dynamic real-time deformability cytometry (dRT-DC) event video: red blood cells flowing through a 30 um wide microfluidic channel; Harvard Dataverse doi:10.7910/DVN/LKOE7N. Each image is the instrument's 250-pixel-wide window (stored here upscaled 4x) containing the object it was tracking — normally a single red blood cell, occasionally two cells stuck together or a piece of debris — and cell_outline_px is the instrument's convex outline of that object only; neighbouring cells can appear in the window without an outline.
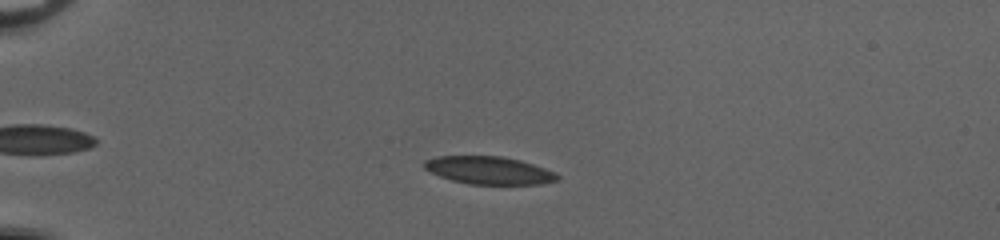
{"species": "common noctule bat (a hibernating species)", "species_latin": "Nyctalus noctula", "temperature_condition": "cold", "stored_images_in_passage": 48, "camera_frame_rate_fps": 3000, "um_per_image_px": 0.085, "animal": {"sex": "female", "body_mass_g": 20.0, "forearm_length_mm": 54.0}, "frame": {"image": 1, "passage_image": 15, "time_ms": 4.667, "image_size_px": [1000, 240], "cell_outline_px": [[560, 180], [540, 184], [468, 184], [452, 180], [440, 176], [424, 168], [424, 160], [436, 156], [500, 156], [520, 160], [556, 172], [560, 176]], "centroid_in_image_um": [41.59, 14.48], "position_along_channel_um": 43.4, "area_um2": 21.5}}
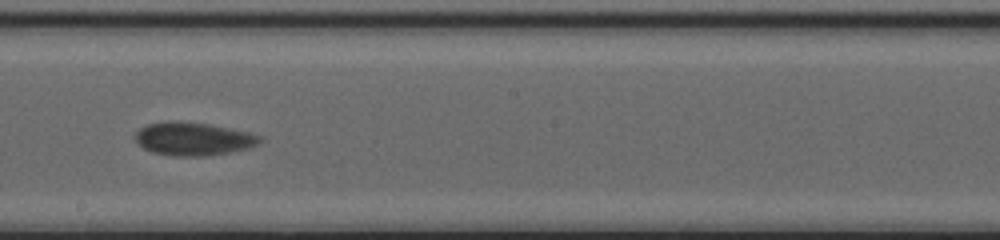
{"frame": {"image": 2, "passage_image": 33, "time_ms": 10.667, "image_size_px": [1000, 240], "cell_outline_px": [[264, 140], [248, 148], [232, 152], [208, 156], [172, 156], [152, 152], [144, 148], [136, 140], [136, 132], [140, 128], [148, 124], [168, 120], [172, 120], [208, 124], [248, 132], [260, 136]], "centroid_in_image_um": [16.43, 11.81], "position_along_channel_um": 231.8, "area_um2": 24.04}}
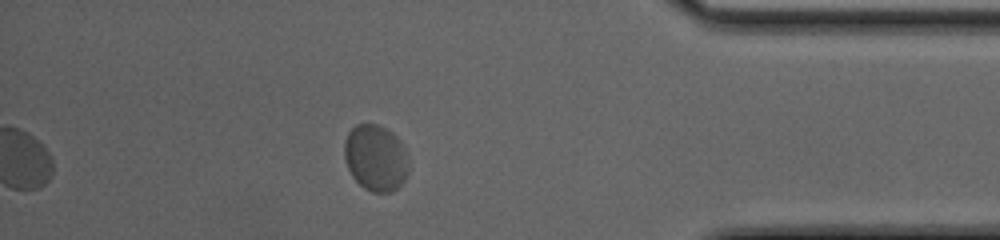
{"frame": {"image": 3, "passage_image": 48, "time_ms": 15.667, "image_size_px": [1000, 240], "cell_outline_px": [[408, 172], [404, 180], [392, 192], [372, 192], [364, 188], [352, 176], [344, 160], [344, 144], [348, 132], [356, 124], [376, 124], [392, 132], [400, 140], [404, 148], [408, 160]], "centroid_in_image_um": [31.92, 13.42], "position_along_channel_um": 403.3, "area_um2": 24.85}, "authors_computed_cell_mechanics": {"area_um2": 23.409, "velocity_mm_per_s": 3.945, "shape_relaxation_time_tau1_ms": 4.7884, "shape_relaxation_time_tau2_ms": null, "deformation_change_tau1": 0.11, "deformation_change_tau2": null}}